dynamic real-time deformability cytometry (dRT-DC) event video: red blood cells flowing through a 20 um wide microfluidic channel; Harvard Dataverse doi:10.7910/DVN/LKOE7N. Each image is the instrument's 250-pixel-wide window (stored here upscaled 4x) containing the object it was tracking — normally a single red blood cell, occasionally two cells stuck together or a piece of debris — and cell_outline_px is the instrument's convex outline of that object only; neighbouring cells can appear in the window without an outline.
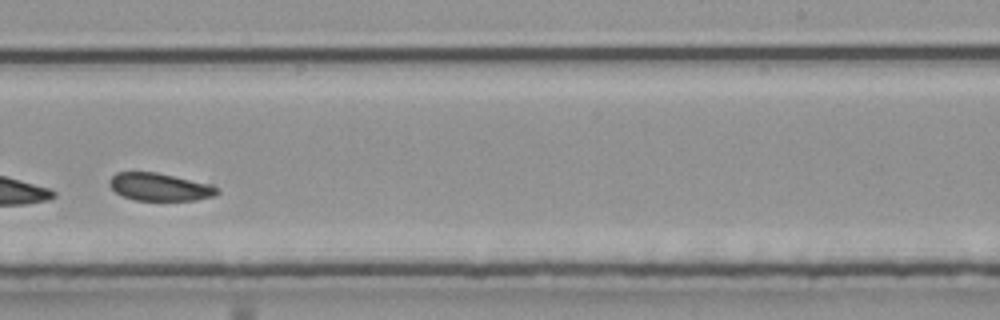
{"species": "common noctule bat (a hibernating species)", "species_latin": "Nyctalus noctula", "temperature_condition": "room temperature", "stored_images_in_passage": 37, "camera_frame_rate_fps": 3000, "um_per_image_px": 0.085, "animal": {"sex": "male", "body_mass_g": 20.4}, "frame": {"image": 1, "passage_image": 22, "time_ms": 7.0, "image_size_px": [1000, 320], "cell_outline_px": [[220, 192], [212, 196], [196, 200], [136, 200], [124, 196], [116, 192], [108, 184], [108, 180], [116, 172], [156, 172], [208, 184], [220, 188]], "centroid_in_image_um": [13.55, 15.89], "position_along_channel_um": 275.5, "area_um2": 17.17}}